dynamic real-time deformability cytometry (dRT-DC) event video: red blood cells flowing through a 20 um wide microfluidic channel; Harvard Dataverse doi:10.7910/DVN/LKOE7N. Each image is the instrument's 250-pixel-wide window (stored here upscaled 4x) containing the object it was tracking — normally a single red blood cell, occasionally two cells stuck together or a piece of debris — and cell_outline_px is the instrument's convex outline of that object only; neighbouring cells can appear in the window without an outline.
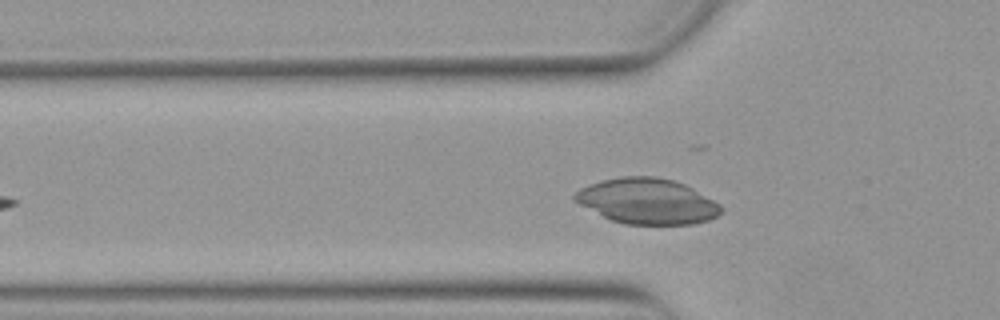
{"species": "Egyptian fruit bat (a non-hibernating species)", "species_latin": "Rousettus aegyptiacus", "temperature_condition": "warm", "stored_images_in_passage": 40, "camera_frame_rate_fps": 3000, "um_per_image_px": 0.085, "animal": {"sex": "female"}, "frame": {"image": 1, "passage_image": 8, "time_ms": 2.333, "image_size_px": [1000, 320], "cell_outline_px": [[724, 208], [716, 216], [708, 220], [692, 224], [624, 224], [612, 220], [572, 200], [572, 196], [580, 188], [604, 180], [620, 176], [656, 176], [672, 180], [684, 184], [692, 188], [720, 204]], "centroid_in_image_um": [55.02, 17.1], "position_along_channel_um": 70.8, "area_um2": 38.44}}
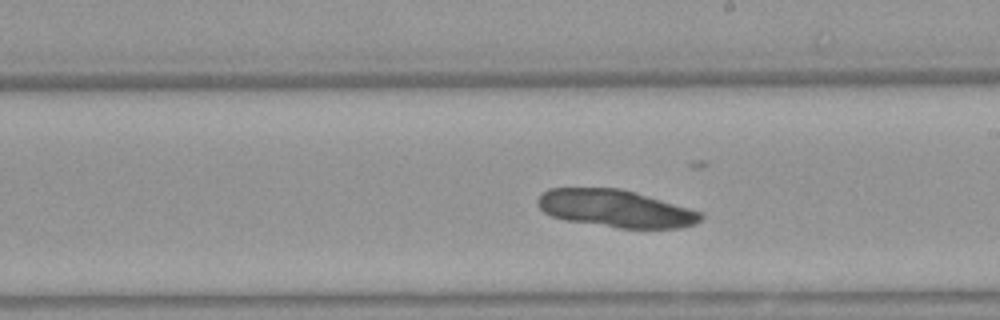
{"frame": {"image": 2, "passage_image": 21, "time_ms": 6.667, "image_size_px": [1000, 320], "cell_outline_px": [[704, 216], [696, 224], [680, 228], [616, 228], [564, 220], [552, 216], [544, 212], [536, 204], [536, 200], [540, 192], [548, 188], [620, 188], [636, 192], [688, 208], [700, 212]], "centroid_in_image_um": [52.26, 17.73], "position_along_channel_um": 236.7, "area_um2": 35.78}}
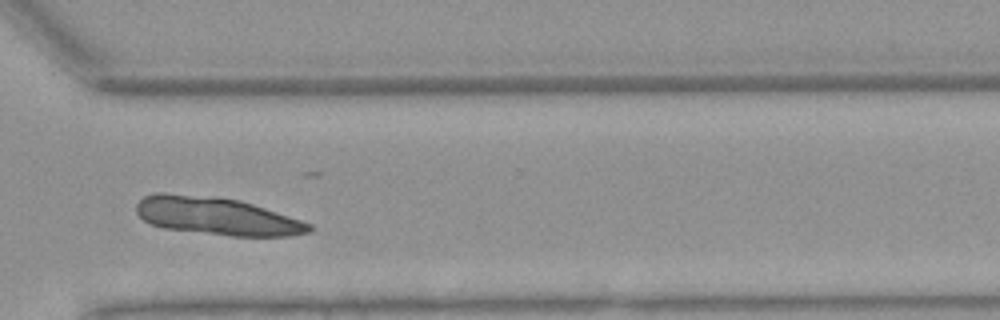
{"frame": {"image": 3, "passage_image": 30, "time_ms": 9.667, "image_size_px": [1000, 320], "cell_outline_px": [[312, 228], [308, 232], [288, 236], [232, 236], [164, 228], [152, 224], [144, 220], [136, 212], [136, 204], [144, 196], [156, 192], [164, 192], [220, 196], [240, 200], [312, 224]], "centroid_in_image_um": [18.37, 18.35], "position_along_channel_um": 352.2, "area_um2": 37.97}}